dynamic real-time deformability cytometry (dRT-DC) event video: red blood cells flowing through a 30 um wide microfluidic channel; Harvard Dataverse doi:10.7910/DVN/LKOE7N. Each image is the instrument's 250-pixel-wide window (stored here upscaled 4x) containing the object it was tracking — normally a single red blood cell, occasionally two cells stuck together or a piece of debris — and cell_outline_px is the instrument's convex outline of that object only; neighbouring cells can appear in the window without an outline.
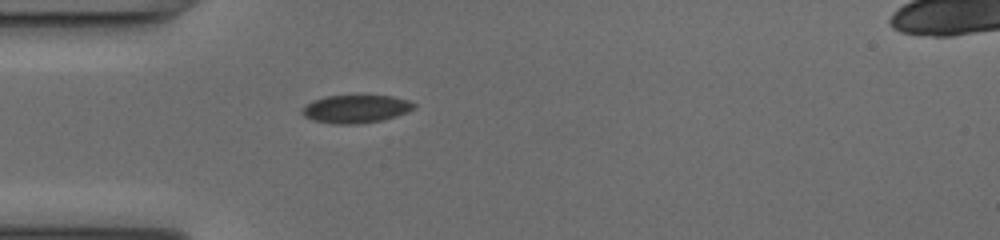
{"species": "common noctule bat (a hibernating species)", "species_latin": "Nyctalus noctula", "temperature_condition": "cold", "stored_images_in_passage": 36, "camera_frame_rate_fps": 3000, "um_per_image_px": 0.085, "animal": {"sex": "female", "body_mass_g": 17.0, "forearm_length_mm": 48.0}, "frame": {"image": 1, "passage_image": 1, "time_ms": 0.0, "image_size_px": [1000, 240], "cell_outline_px": [[416, 108], [408, 112], [396, 116], [380, 120], [356, 124], [336, 124], [312, 120], [304, 116], [300, 112], [312, 100], [324, 96], [392, 96], [408, 100], [416, 104]], "centroid_in_image_um": [30.25, 9.26], "position_along_channel_um": 54.7, "area_um2": 18.15}}
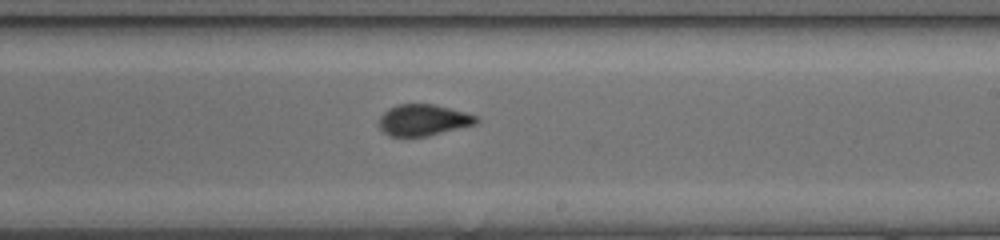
{"frame": {"image": 2, "passage_image": 16, "time_ms": 5.0, "image_size_px": [1000, 240], "cell_outline_px": [[480, 120], [476, 124], [424, 136], [392, 136], [384, 132], [380, 128], [380, 116], [388, 108], [400, 104], [432, 104], [464, 112], [476, 116]], "centroid_in_image_um": [35.97, 10.19], "position_along_channel_um": 253.0, "area_um2": 17.34}}
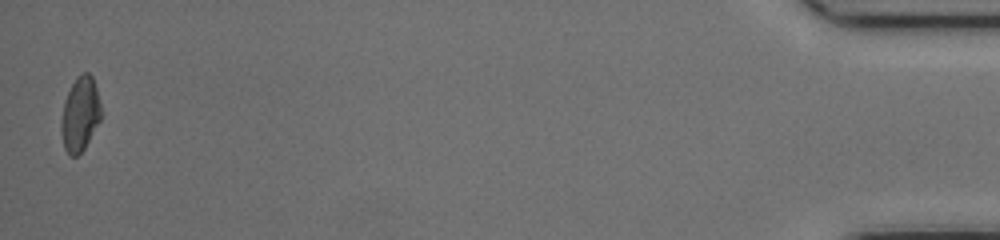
{"frame": {"image": 3, "passage_image": 36, "time_ms": 11.667, "image_size_px": [1000, 240], "cell_outline_px": [[100, 120], [84, 148], [76, 156], [68, 156], [64, 148], [60, 128], [60, 124], [64, 100], [76, 76], [84, 72], [88, 72], [92, 76], [96, 88], [100, 104]], "centroid_in_image_um": [6.78, 9.7], "position_along_channel_um": 428.4, "area_um2": 17.17}, "authors_computed_cell_mechanics": {"area_um2": 17.8024, "velocity_mm_per_s": 4.0919, "shape_relaxation_time_tau1_ms": null, "shape_relaxation_time_tau2_ms": 0.7475, "deformation_change_tau1": null, "deformation_change_tau2": 0.0524}}